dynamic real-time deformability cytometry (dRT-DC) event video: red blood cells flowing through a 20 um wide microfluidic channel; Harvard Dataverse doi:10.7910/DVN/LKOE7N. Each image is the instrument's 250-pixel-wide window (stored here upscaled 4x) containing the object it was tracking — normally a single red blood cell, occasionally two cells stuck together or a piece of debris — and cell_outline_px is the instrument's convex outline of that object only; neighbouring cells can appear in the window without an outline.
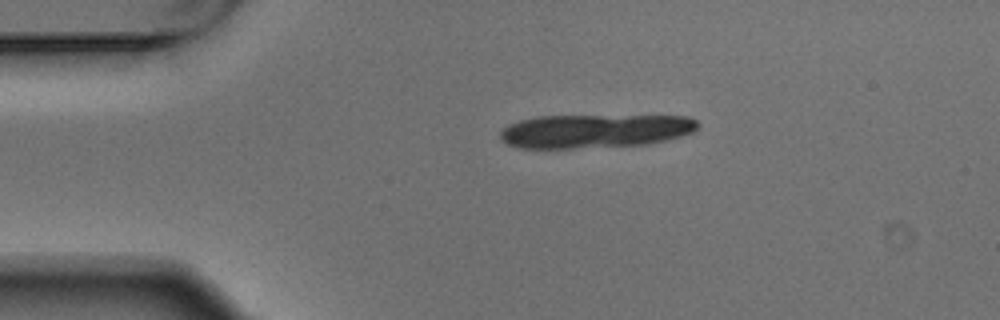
{"species": "Egyptian fruit bat (a non-hibernating species)", "species_latin": "Rousettus aegyptiacus", "temperature_condition": "warm", "stored_images_in_passage": 5, "segment_of_instrument_passage": [1, 2], "camera_frame_rate_fps": 3000, "um_per_image_px": 0.085, "animal": {"sex": "male"}, "frame": {"image": 1, "passage_image": 1, "time_ms": 0.0, "image_size_px": [1000, 320], "cell_outline_px": [[700, 124], [692, 132], [680, 136], [648, 144], [572, 148], [520, 148], [508, 144], [500, 140], [500, 132], [508, 124], [520, 120], [536, 116], [688, 116], [696, 120]], "centroid_in_image_um": [50.53, 11.13], "position_along_channel_um": 34.5, "area_um2": 38.67}}